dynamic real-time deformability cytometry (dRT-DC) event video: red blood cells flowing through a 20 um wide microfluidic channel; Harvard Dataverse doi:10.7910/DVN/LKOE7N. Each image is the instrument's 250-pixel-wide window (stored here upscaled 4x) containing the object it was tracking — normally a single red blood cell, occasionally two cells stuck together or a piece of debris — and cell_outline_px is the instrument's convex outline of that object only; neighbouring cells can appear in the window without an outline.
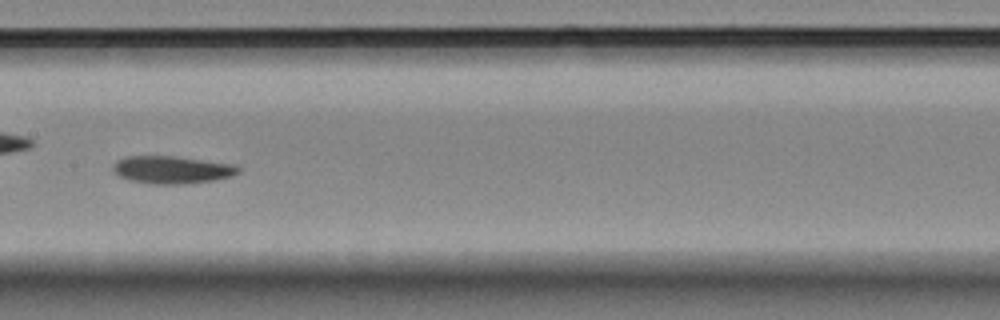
{"species": "Egyptian fruit bat (a non-hibernating species)", "species_latin": "Rousettus aegyptiacus", "temperature_condition": "room temperature", "stored_images_in_passage": 42, "camera_frame_rate_fps": 3000, "um_per_image_px": 0.085, "animal": {"sex": "female"}, "frame": {"image": 1, "passage_image": 13, "time_ms": 4.0, "image_size_px": [1000, 320], "cell_outline_px": [[240, 172], [232, 176], [212, 180], [184, 184], [152, 184], [132, 180], [120, 176], [112, 168], [116, 160], [128, 156], [176, 156], [232, 164], [240, 168]], "centroid_in_image_um": [14.63, 14.42], "position_along_channel_um": 192.8, "area_um2": 19.94}, "authors_computed_cell_mechanics": {"area_um2": 19.7387, "velocity_mm_per_s": 3.5011, "shape_relaxation_time_tau1_ms": 6.997, "shape_relaxation_time_tau2_ms": 4.0413, "deformation_change_tau1": 0.1961, "deformation_change_tau2": 0.0851}}